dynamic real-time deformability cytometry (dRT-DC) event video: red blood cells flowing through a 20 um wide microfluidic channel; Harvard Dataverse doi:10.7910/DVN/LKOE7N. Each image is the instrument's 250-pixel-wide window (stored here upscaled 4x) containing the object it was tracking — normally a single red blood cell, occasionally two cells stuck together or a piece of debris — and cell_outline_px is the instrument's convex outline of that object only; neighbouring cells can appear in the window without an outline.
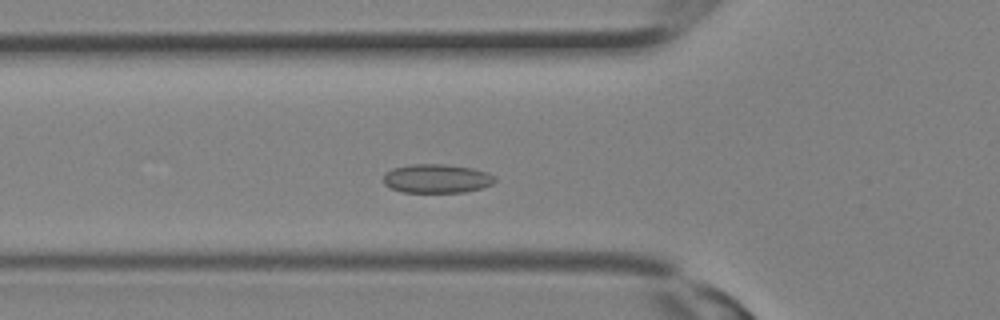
{"species": "Egyptian fruit bat (a non-hibernating species)", "species_latin": "Rousettus aegyptiacus", "temperature_condition": "room temperature", "stored_images_in_passage": 14, "camera_frame_rate_fps": 3000, "um_per_image_px": 0.085, "animal": {"sex": "female"}, "frame": {"image": 1, "passage_image": 8, "time_ms": 2.333, "image_size_px": [1000, 320], "cell_outline_px": [[496, 180], [492, 184], [480, 188], [464, 192], [404, 192], [392, 188], [384, 184], [384, 176], [392, 168], [408, 164], [444, 164], [472, 168], [488, 172], [496, 176]], "centroid_in_image_um": [37.15, 15.17], "position_along_channel_um": 88.7, "area_um2": 18.73}}
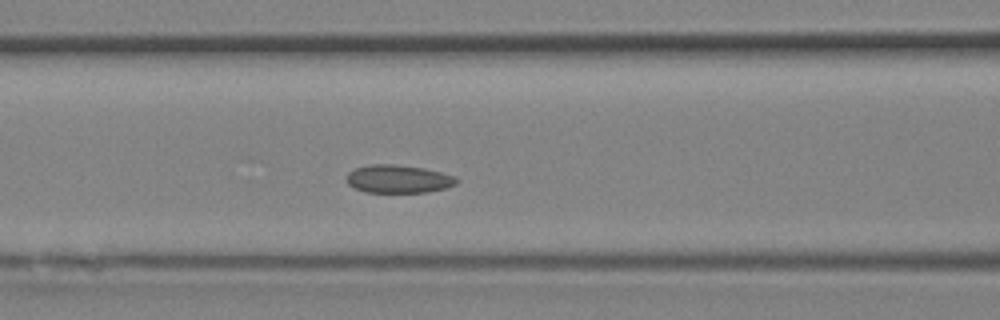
{"frame": {"image": 2, "passage_image": 10, "time_ms": 3.0, "image_size_px": [1000, 320], "cell_outline_px": [[460, 180], [456, 184], [448, 188], [428, 192], [364, 192], [348, 184], [348, 172], [356, 168], [372, 164], [392, 164], [424, 168], [456, 176]], "centroid_in_image_um": [33.92, 15.22], "position_along_channel_um": 132.7, "area_um2": 17.98}}
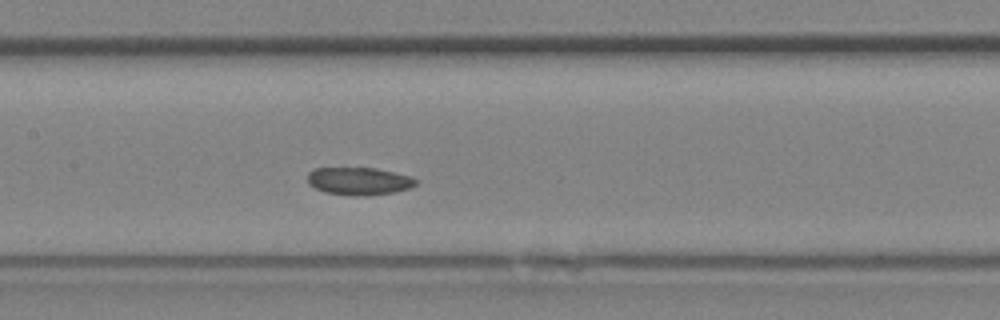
{"frame": {"image": 3, "passage_image": 12, "time_ms": 3.667, "image_size_px": [1000, 320], "cell_outline_px": [[416, 184], [408, 188], [392, 192], [368, 196], [352, 196], [324, 192], [308, 184], [308, 172], [312, 168], [376, 168], [396, 172], [412, 176], [416, 180]], "centroid_in_image_um": [30.49, 15.39], "position_along_channel_um": 176.9, "area_um2": 17.57}}